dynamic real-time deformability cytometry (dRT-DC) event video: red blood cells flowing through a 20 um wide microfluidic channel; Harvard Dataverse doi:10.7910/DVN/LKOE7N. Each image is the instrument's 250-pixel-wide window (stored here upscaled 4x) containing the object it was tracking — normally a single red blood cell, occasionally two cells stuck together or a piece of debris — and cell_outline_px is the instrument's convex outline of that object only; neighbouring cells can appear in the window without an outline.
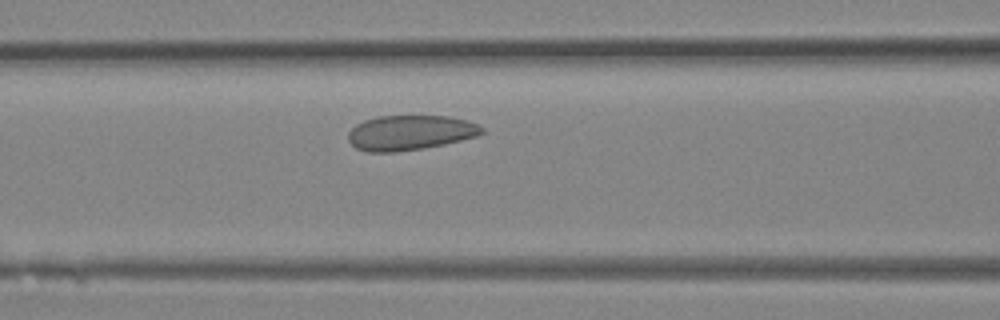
{"species": "Egyptian fruit bat (a non-hibernating species)", "species_latin": "Rousettus aegyptiacus", "temperature_condition": "room temperature", "stored_images_in_passage": 29, "camera_frame_rate_fps": 3000, "um_per_image_px": 0.085, "animal": {"sex": "female"}, "frame": {"image": 1, "passage_image": 9, "time_ms": 2.667, "image_size_px": [1000, 320], "cell_outline_px": [[484, 132], [476, 136], [444, 144], [396, 152], [368, 152], [356, 148], [348, 140], [348, 132], [356, 124], [364, 120], [376, 116], [448, 116], [468, 120], [484, 128]], "centroid_in_image_um": [34.83, 11.27], "position_along_channel_um": 131.8, "area_um2": 27.11}}
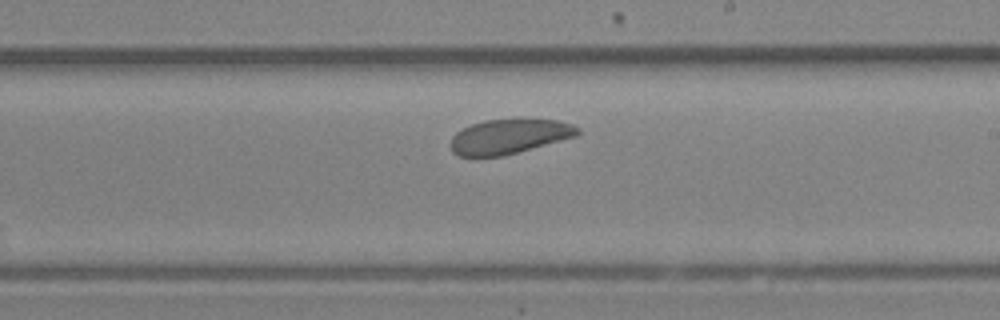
{"frame": {"image": 2, "passage_image": 15, "time_ms": 4.667, "image_size_px": [1000, 320], "cell_outline_px": [[580, 132], [576, 136], [504, 156], [460, 156], [452, 152], [452, 136], [456, 132], [472, 124], [488, 120], [560, 120], [572, 124], [580, 128]], "centroid_in_image_um": [43.3, 11.61], "position_along_channel_um": 245.7, "area_um2": 25.26}}
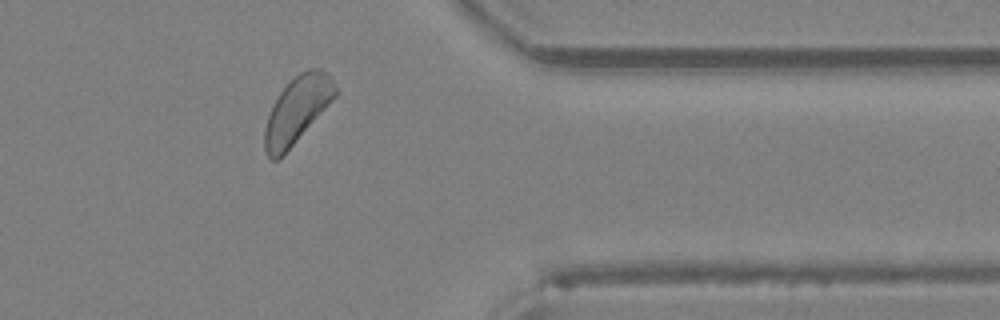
{"frame": {"image": 3, "passage_image": 23, "time_ms": 7.333, "image_size_px": [1000, 320], "cell_outline_px": [[340, 92], [292, 144], [276, 160], [272, 160], [268, 156], [264, 148], [264, 128], [272, 104], [280, 92], [300, 72], [308, 68], [320, 68], [332, 80]], "centroid_in_image_um": [25.25, 9.3], "position_along_channel_um": 386.2, "area_um2": 26.53}}